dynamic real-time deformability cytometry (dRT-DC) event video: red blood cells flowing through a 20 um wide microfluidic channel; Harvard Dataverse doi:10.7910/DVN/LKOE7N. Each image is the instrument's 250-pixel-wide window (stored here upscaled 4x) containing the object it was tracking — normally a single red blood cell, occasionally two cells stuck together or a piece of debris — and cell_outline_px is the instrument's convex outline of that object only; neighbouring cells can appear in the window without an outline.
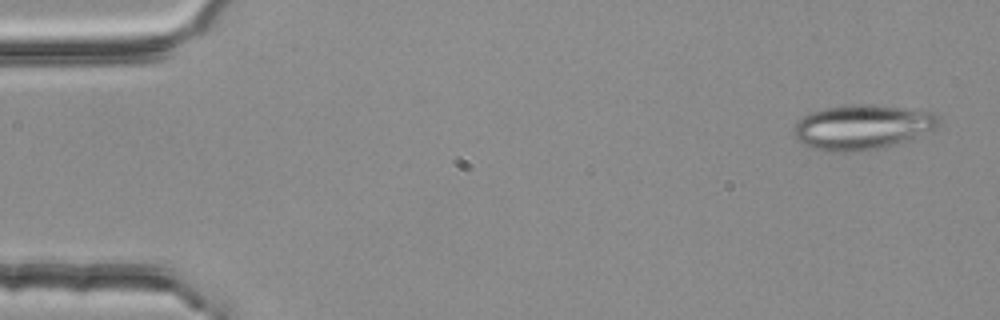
{"species": "common noctule bat (a hibernating species)", "species_latin": "Nyctalus noctula", "temperature_condition": "room temperature", "stored_images_in_passage": 3, "camera_frame_rate_fps": 3000, "um_per_image_px": 0.085, "animal": {"sex": "female", "body_mass_g": 25.1}, "frame": {"image": 1, "passage_image": 1, "time_ms": 0.0, "image_size_px": [1000, 320], "cell_outline_px": [[940, 124], [936, 128], [896, 144], [856, 152], [832, 152], [812, 148], [804, 144], [792, 136], [792, 124], [796, 120], [808, 112], [824, 108], [852, 104], [876, 104], [936, 112], [940, 116]], "centroid_in_image_um": [73.24, 10.78], "position_along_channel_um": 11.8, "area_um2": 38.44}}